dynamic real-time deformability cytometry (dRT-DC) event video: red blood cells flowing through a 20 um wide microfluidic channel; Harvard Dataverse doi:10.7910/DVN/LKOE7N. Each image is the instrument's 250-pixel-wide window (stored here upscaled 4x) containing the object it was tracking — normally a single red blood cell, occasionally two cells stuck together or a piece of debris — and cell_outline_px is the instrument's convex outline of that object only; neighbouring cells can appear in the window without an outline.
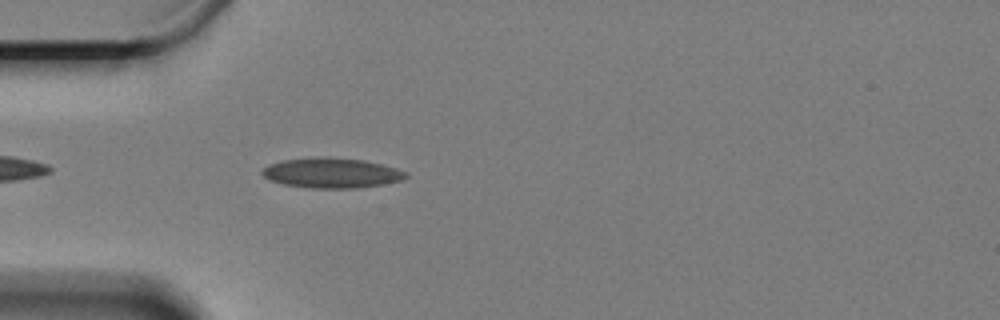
{"species": "Egyptian fruit bat (a non-hibernating species)", "species_latin": "Rousettus aegyptiacus", "temperature_condition": "cold", "stored_images_in_passage": 13, "camera_frame_rate_fps": 3000, "um_per_image_px": 0.085, "animal": {"sex": "female"}, "frame": {"image": 1, "passage_image": 1, "time_ms": 0.0, "image_size_px": [1000, 320], "cell_outline_px": [[408, 176], [400, 180], [384, 184], [356, 188], [308, 188], [284, 184], [268, 180], [260, 172], [268, 164], [284, 160], [364, 160], [384, 164], [408, 172]], "centroid_in_image_um": [28.22, 14.75], "position_along_channel_um": 56.8, "area_um2": 24.16}}
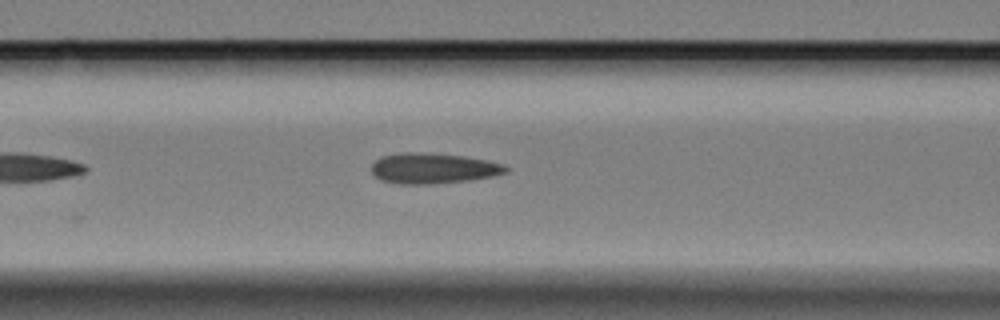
{"frame": {"image": 2, "passage_image": 8, "time_ms": 2.333, "image_size_px": [1000, 320], "cell_outline_px": [[508, 172], [492, 176], [472, 180], [432, 184], [400, 184], [384, 180], [376, 176], [372, 172], [372, 164], [380, 156], [400, 152], [424, 152], [464, 156], [488, 160], [504, 164], [508, 168]], "centroid_in_image_um": [36.84, 14.3], "position_along_channel_um": 129.8, "area_um2": 24.04}}
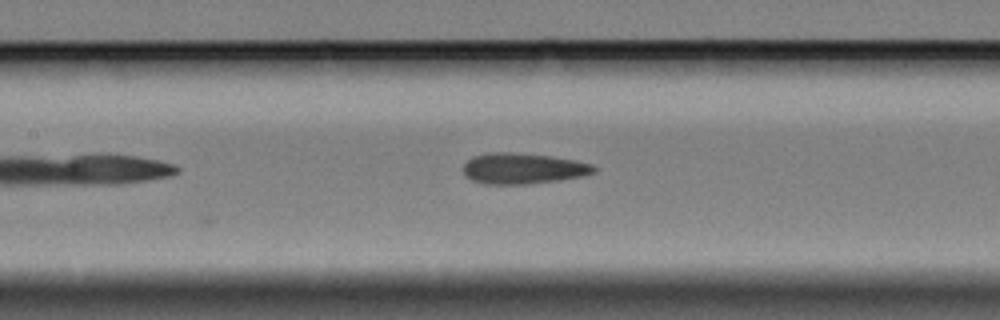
{"frame": {"image": 3, "passage_image": 11, "time_ms": 3.333, "image_size_px": [1000, 320], "cell_outline_px": [[596, 172], [580, 176], [556, 180], [528, 184], [484, 184], [472, 180], [464, 176], [464, 164], [472, 156], [492, 152], [512, 152], [552, 156], [576, 160], [592, 164], [596, 168]], "centroid_in_image_um": [44.43, 14.31], "position_along_channel_um": 163.0, "area_um2": 23.47}}